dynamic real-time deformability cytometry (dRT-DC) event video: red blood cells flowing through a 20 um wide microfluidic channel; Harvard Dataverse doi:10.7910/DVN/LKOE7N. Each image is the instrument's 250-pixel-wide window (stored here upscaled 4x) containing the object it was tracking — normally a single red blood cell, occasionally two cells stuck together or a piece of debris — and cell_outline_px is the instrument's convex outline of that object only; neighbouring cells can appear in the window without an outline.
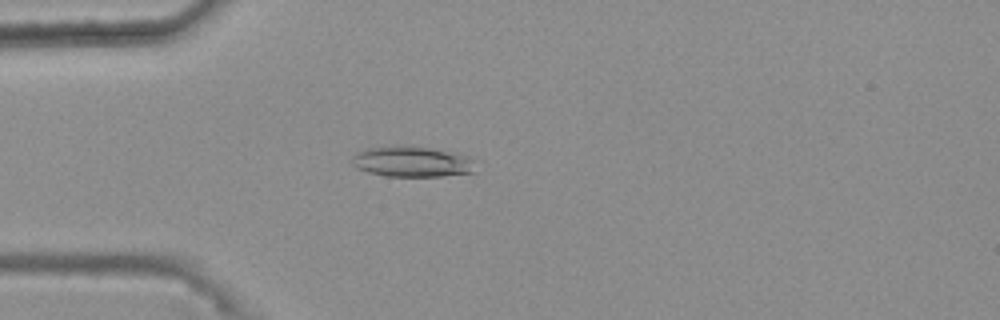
{"species": "common noctule bat (a hibernating species)", "species_latin": "Nyctalus noctula", "temperature_condition": "warm", "stored_images_in_passage": 46, "camera_frame_rate_fps": 3000, "um_per_image_px": 0.085, "animal": {"sex": "female", "body_mass_g": 25.1}, "frame": {"image": 1, "passage_image": 13, "time_ms": 4.0, "image_size_px": [1000, 320], "cell_outline_px": [[472, 172], [440, 176], [388, 176], [368, 172], [356, 168], [352, 164], [352, 156], [356, 152], [368, 148], [428, 148], [468, 156], [472, 160]], "centroid_in_image_um": [34.96, 13.78], "position_along_channel_um": 50.0, "area_um2": 20.92}}
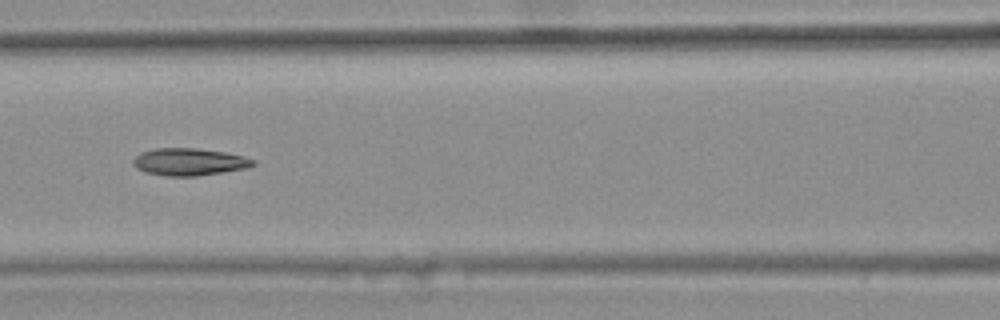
{"frame": {"image": 2, "passage_image": 22, "time_ms": 7.0, "image_size_px": [1000, 320], "cell_outline_px": [[256, 164], [248, 168], [196, 176], [168, 176], [144, 172], [136, 168], [132, 164], [132, 160], [140, 152], [156, 148], [196, 148], [224, 152], [244, 156], [256, 160]], "centroid_in_image_um": [16.08, 13.76], "position_along_channel_um": 150.5, "area_um2": 19.19}}
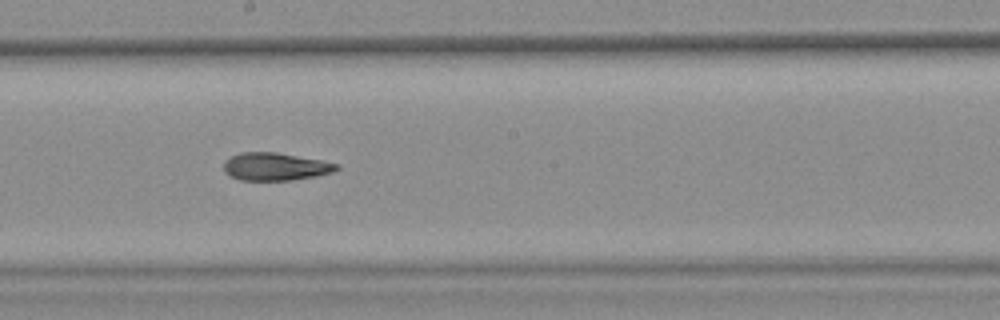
{"frame": {"image": 3, "passage_image": 28, "time_ms": 9.0, "image_size_px": [1000, 320], "cell_outline_px": [[340, 168], [332, 172], [316, 176], [292, 180], [240, 180], [224, 172], [224, 160], [240, 152], [276, 152], [320, 160], [340, 164]], "centroid_in_image_um": [23.4, 14.16], "position_along_channel_um": 224.8, "area_um2": 18.21}, "authors_computed_cell_mechanics": {"area_um2": 18.8717, "velocity_mm_per_s": 3.726, "shape_relaxation_time_tau1_ms": null, "shape_relaxation_time_tau2_ms": 5.944, "deformation_change_tau1": null, "deformation_change_tau2": 0.1432}}